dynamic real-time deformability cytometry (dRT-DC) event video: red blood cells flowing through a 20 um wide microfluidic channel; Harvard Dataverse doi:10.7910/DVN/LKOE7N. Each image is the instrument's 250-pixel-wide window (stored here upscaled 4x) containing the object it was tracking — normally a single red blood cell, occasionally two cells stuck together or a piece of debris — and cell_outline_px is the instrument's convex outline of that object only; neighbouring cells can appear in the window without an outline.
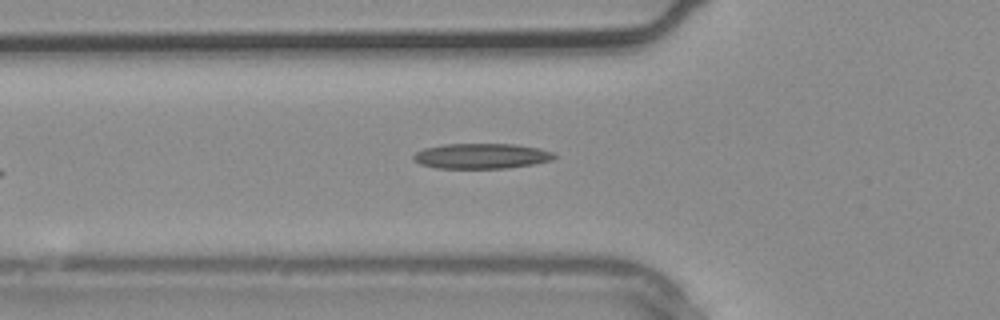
{"species": "common noctule bat (a hibernating species)", "species_latin": "Nyctalus noctula", "temperature_condition": "warm", "stored_images_in_passage": 3, "camera_frame_rate_fps": 3000, "um_per_image_px": 0.085, "animal": {"sex": "male", "body_mass_g": 20.4}, "frame": {"image": 1, "passage_image": 3, "time_ms": 0.667, "image_size_px": [1000, 320], "cell_outline_px": [[556, 156], [552, 160], [532, 164], [508, 168], [436, 168], [420, 164], [412, 160], [412, 156], [416, 152], [424, 148], [444, 144], [512, 144], [540, 148], [552, 152]], "centroid_in_image_um": [40.89, 13.26], "position_along_channel_um": 84.9, "area_um2": 20.75}}